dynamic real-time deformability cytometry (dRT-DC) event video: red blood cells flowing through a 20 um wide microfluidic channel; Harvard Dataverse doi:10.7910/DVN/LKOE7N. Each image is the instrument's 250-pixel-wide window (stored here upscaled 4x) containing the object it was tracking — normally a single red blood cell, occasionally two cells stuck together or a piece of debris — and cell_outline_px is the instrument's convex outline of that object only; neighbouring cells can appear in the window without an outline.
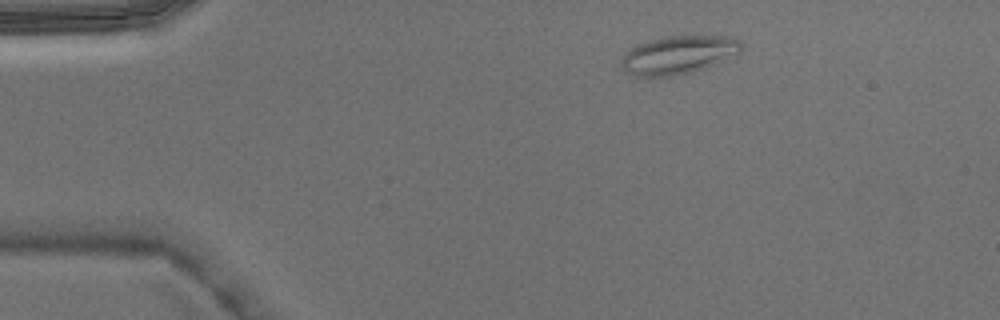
{"species": "Egyptian fruit bat (a non-hibernating species)", "species_latin": "Rousettus aegyptiacus", "temperature_condition": "warm", "stored_images_in_passage": 3, "camera_frame_rate_fps": 3000, "um_per_image_px": 0.085, "animal": {"sex": "male"}, "frame": {"image": 1, "passage_image": 1, "time_ms": 0.0, "image_size_px": [1000, 320], "cell_outline_px": [[744, 48], [740, 52], [704, 68], [692, 72], [672, 76], [636, 76], [620, 68], [620, 60], [636, 44], [648, 40], [668, 36], [732, 36], [740, 40]], "centroid_in_image_um": [57.66, 4.65], "position_along_channel_um": 27.3, "area_um2": 26.65}}
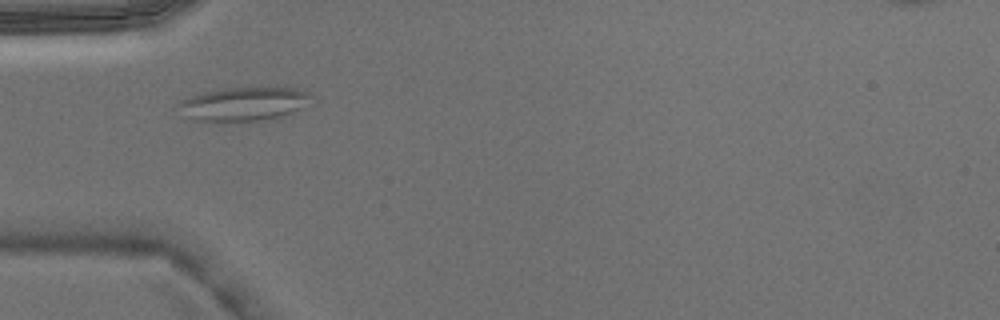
{"frame": {"image": 2, "passage_image": 3, "time_ms": 0.667, "image_size_px": [1000, 320], "cell_outline_px": [[312, 96], [300, 108], [276, 120], [196, 120], [188, 116], [176, 104], [180, 100], [188, 96], [204, 92], [228, 88], [276, 84], [296, 88], [308, 92]], "centroid_in_image_um": [20.8, 8.77], "position_along_channel_um": 64.2, "area_um2": 26.47}}